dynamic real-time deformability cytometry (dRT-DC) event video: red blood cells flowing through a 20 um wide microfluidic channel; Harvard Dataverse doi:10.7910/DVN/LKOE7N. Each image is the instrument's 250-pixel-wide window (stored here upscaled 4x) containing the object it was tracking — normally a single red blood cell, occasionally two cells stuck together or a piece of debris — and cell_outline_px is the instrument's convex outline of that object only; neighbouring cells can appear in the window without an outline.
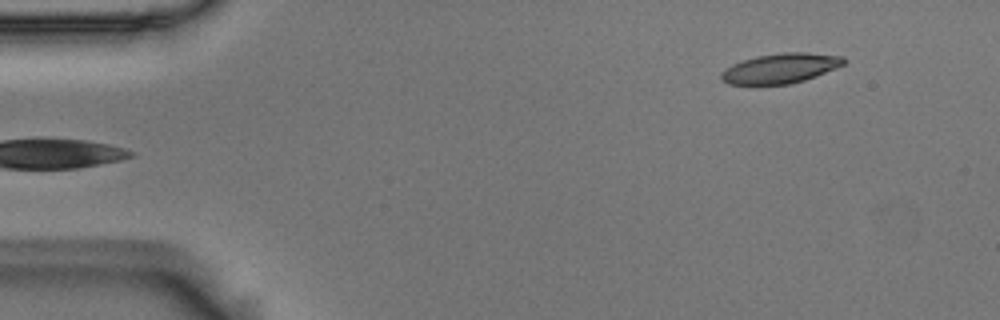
{"species": "Egyptian fruit bat (a non-hibernating species)", "species_latin": "Rousettus aegyptiacus", "temperature_condition": "room temperature", "stored_images_in_passage": 6, "segment_of_instrument_passage": [2, 2], "camera_frame_rate_fps": 3000, "um_per_image_px": 0.085, "animal": {"sex": "male"}, "frame": {"image": 1, "passage_image": 6, "time_ms": 1.667, "image_size_px": [1000, 320], "cell_outline_px": [[848, 60], [844, 64], [836, 68], [816, 76], [792, 84], [728, 84], [720, 80], [720, 72], [732, 64], [756, 56], [784, 52], [808, 52], [844, 56]], "centroid_in_image_um": [66.36, 5.8], "position_along_channel_um": 18.6, "area_um2": 21.5}}